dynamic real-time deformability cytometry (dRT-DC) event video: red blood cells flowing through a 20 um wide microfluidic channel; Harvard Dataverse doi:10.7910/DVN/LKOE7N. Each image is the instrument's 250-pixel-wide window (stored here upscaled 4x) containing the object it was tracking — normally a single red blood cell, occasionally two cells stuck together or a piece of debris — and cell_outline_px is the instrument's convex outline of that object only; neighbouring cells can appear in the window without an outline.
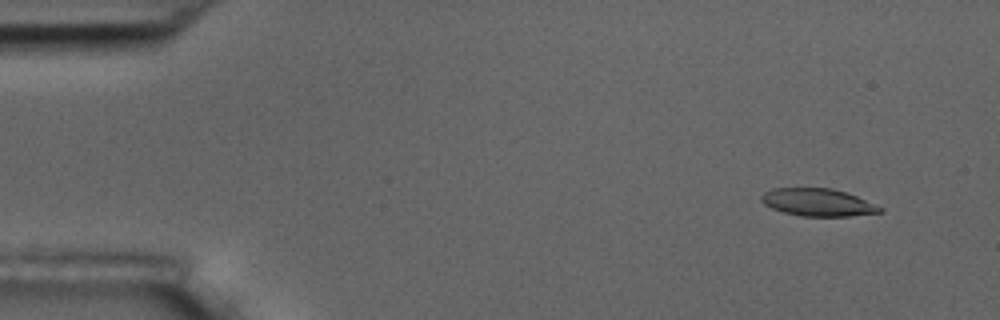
{"species": "common noctule bat (a hibernating species)", "species_latin": "Nyctalus noctula", "temperature_condition": "room temperature", "stored_images_in_passage": 9, "camera_frame_rate_fps": 3000, "um_per_image_px": 0.085, "animal": {"sex": "male", "body_mass_g": 17.5, "forearm_length_mm": 52.3}, "frame": {"image": 1, "passage_image": 2, "time_ms": 1.0, "image_size_px": [1000, 320], "cell_outline_px": [[884, 212], [848, 216], [800, 216], [784, 212], [772, 208], [764, 204], [760, 200], [760, 196], [764, 192], [772, 188], [832, 188], [856, 196], [884, 208]], "centroid_in_image_um": [69.5, 17.2], "position_along_channel_um": 15.5, "area_um2": 19.02}}
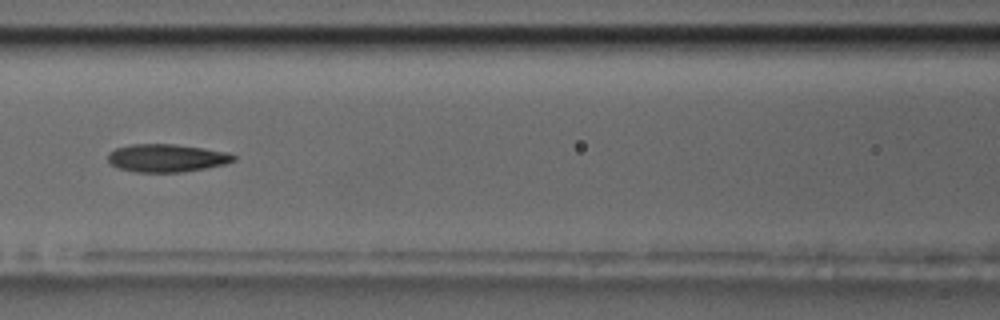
{"frame": {"image": 2, "passage_image": 7, "time_ms": 7.667, "image_size_px": [1000, 320], "cell_outline_px": [[236, 160], [224, 164], [208, 168], [180, 172], [136, 172], [116, 168], [108, 164], [108, 152], [116, 148], [128, 144], [172, 144], [204, 148], [228, 152], [236, 156]], "centroid_in_image_um": [14.13, 13.43], "position_along_channel_um": 152.5, "area_um2": 20.69}}
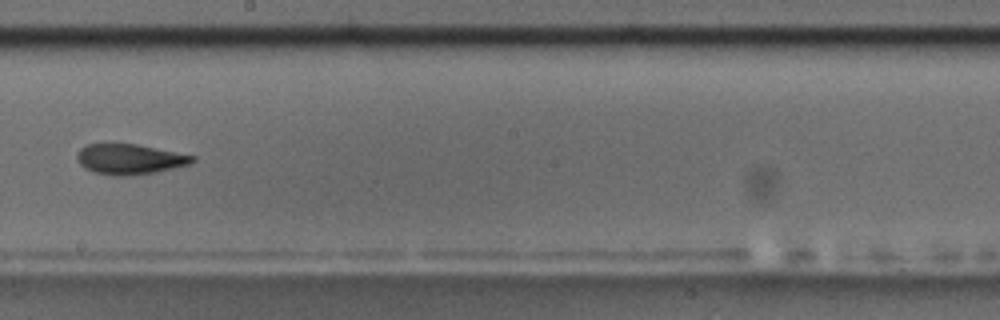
{"frame": {"image": 3, "passage_image": 9, "time_ms": 10.0, "image_size_px": [1000, 320], "cell_outline_px": [[196, 160], [192, 164], [152, 172], [124, 176], [116, 176], [92, 172], [84, 168], [80, 164], [76, 156], [80, 148], [84, 144], [136, 144], [196, 156]], "centroid_in_image_um": [11.0, 13.52], "position_along_channel_um": 237.2, "area_um2": 20.29}}